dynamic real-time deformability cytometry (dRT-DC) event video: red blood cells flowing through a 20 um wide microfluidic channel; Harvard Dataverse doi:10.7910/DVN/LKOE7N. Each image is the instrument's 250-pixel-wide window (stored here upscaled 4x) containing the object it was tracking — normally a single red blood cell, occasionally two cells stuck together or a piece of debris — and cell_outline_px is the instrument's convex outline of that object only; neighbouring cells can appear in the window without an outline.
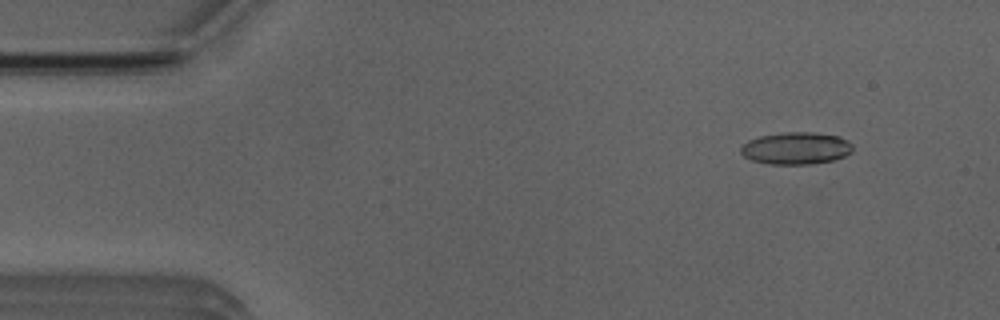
{"species": "Egyptian fruit bat (a non-hibernating species)", "species_latin": "Rousettus aegyptiacus", "temperature_condition": "room temperature", "stored_images_in_passage": 4, "camera_frame_rate_fps": 3000, "um_per_image_px": 0.085, "animal": {"sex": "male"}, "frame": {"image": 1, "passage_image": 4, "time_ms": 3.333, "image_size_px": [1000, 320], "cell_outline_px": [[852, 152], [844, 156], [832, 160], [808, 164], [768, 164], [752, 160], [744, 156], [740, 152], [740, 148], [748, 140], [760, 136], [784, 132], [812, 132], [840, 136], [848, 140], [852, 144]], "centroid_in_image_um": [67.66, 12.59], "position_along_channel_um": 17.3, "area_um2": 20.98}}